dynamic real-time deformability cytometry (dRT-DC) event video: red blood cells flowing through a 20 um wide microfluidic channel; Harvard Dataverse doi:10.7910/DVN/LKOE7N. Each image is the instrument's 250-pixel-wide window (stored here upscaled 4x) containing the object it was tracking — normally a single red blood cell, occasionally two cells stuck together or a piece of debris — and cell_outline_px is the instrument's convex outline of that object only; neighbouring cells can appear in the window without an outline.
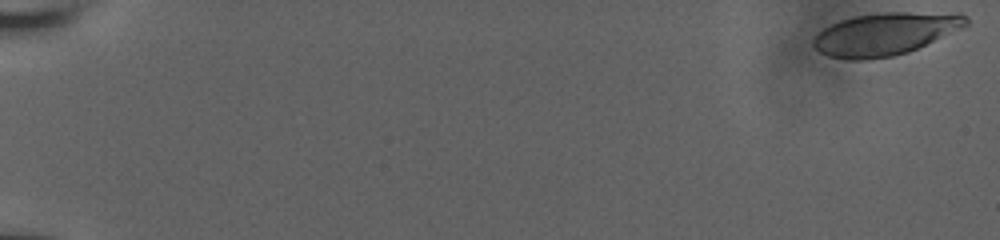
{"species": "human", "species_latin": "Homo sapiens", "temperature_condition": "room temperature", "stored_images_in_passage": 57, "camera_frame_rate_fps": 3000, "um_per_image_px": 0.085, "donor": {"sex": "male"}, "frame": {"image": 1, "passage_image": 1, "time_ms": 0.0, "image_size_px": [1000, 240], "cell_outline_px": [[968, 24], [960, 28], [908, 52], [892, 56], [868, 60], [848, 60], [828, 56], [820, 52], [812, 44], [812, 40], [824, 28], [840, 20], [856, 16], [884, 12], [960, 12], [968, 16]], "centroid_in_image_um": [75.25, 2.87], "position_along_channel_um": 9.8, "area_um2": 37.74}}
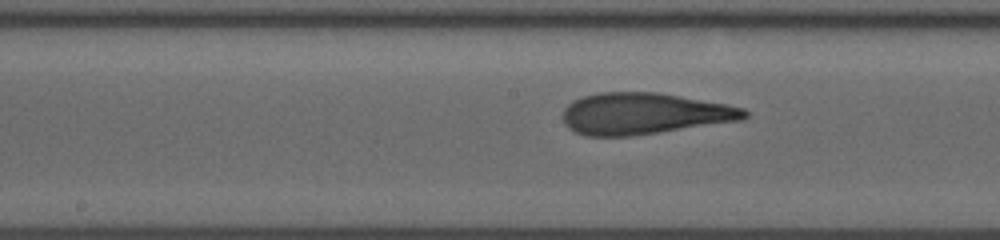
{"frame": {"image": 2, "passage_image": 32, "time_ms": 10.333, "image_size_px": [1000, 240], "cell_outline_px": [[748, 116], [744, 120], [632, 136], [584, 136], [568, 128], [564, 124], [564, 108], [572, 100], [584, 96], [600, 92], [660, 92], [728, 104], [744, 108], [748, 112]], "centroid_in_image_um": [54.77, 9.65], "position_along_channel_um": 193.4, "area_um2": 44.22}}
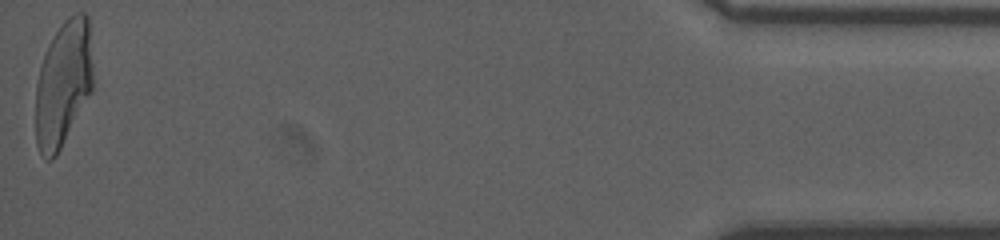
{"frame": {"image": 3, "passage_image": 57, "time_ms": 18.667, "image_size_px": [1000, 240], "cell_outline_px": [[92, 92], [56, 156], [52, 160], [48, 160], [40, 152], [36, 144], [36, 84], [40, 68], [48, 44], [64, 20], [68, 16], [76, 12], [84, 12], [88, 16], [92, 68]], "centroid_in_image_um": [5.37, 7.11], "position_along_channel_um": 429.8, "area_um2": 41.96}, "authors_computed_cell_mechanics": {"area_um2": 42.7142, "velocity_mm_per_s": 3.8235, "shape_relaxation_time_tau1_ms": 9.0217, "shape_relaxation_time_tau2_ms": 1.0888, "deformation_change_tau1": 0.2994, "deformation_change_tau2": 0.1067}}